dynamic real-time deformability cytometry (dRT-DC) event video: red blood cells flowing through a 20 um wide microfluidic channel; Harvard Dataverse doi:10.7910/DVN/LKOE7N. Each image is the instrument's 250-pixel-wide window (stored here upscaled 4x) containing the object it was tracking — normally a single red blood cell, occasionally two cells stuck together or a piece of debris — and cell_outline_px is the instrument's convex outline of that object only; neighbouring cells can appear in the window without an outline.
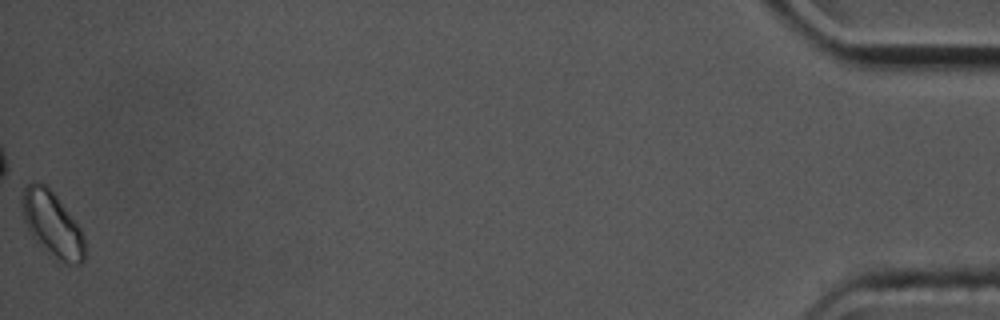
{"species": "common noctule bat (a hibernating species)", "species_latin": "Nyctalus noctula", "temperature_condition": "cold", "stored_images_in_passage": 55, "camera_frame_rate_fps": 3000, "um_per_image_px": 0.085, "animal": {"sex": "male", "body_mass_g": 17.5, "forearm_length_mm": 52.3}, "frame": {"image": 1, "passage_image": 55, "time_ms": 18.0, "image_size_px": [1000, 320], "cell_outline_px": [[84, 260], [80, 264], [68, 264], [60, 260], [32, 236], [28, 232], [24, 220], [20, 204], [20, 200], [24, 184], [32, 180], [36, 180], [44, 184], [56, 196], [80, 228], [84, 236]], "centroid_in_image_um": [4.39, 18.98], "position_along_channel_um": 430.8, "area_um2": 23.47}}